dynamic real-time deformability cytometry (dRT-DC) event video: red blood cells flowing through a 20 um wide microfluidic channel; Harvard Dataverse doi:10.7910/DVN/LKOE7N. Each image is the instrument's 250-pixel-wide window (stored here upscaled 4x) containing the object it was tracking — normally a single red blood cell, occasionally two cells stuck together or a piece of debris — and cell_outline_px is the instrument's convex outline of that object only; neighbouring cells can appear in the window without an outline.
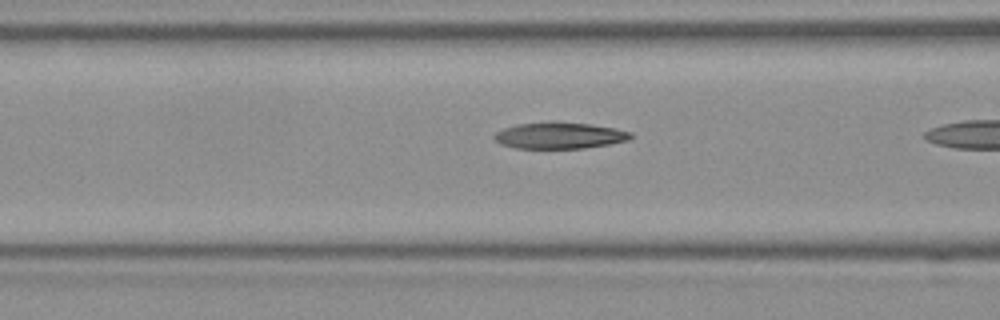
{"species": "Egyptian fruit bat (a non-hibernating species)", "species_latin": "Rousettus aegyptiacus", "temperature_condition": "room temperature", "stored_images_in_passage": 25, "camera_frame_rate_fps": 3000, "um_per_image_px": 0.085, "frame": {"image": 1, "passage_image": 18, "time_ms": 5.667, "image_size_px": [1000, 320], "cell_outline_px": [[632, 140], [584, 148], [516, 148], [500, 144], [492, 136], [496, 132], [504, 128], [516, 124], [552, 120], [556, 120], [588, 124], [616, 128], [632, 132]], "centroid_in_image_um": [47.56, 11.5], "position_along_channel_um": 119.0, "area_um2": 21.39}}